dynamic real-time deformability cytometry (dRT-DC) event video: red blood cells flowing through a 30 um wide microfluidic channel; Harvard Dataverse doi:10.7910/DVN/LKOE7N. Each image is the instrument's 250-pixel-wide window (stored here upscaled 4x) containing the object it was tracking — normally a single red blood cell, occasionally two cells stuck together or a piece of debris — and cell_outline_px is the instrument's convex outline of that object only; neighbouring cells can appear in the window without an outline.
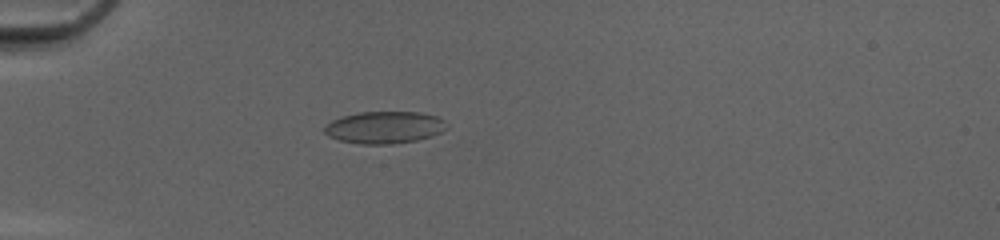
{"species": "common noctule bat (a hibernating species)", "species_latin": "Nyctalus noctula", "temperature_condition": "cold", "stored_images_in_passage": 40, "camera_frame_rate_fps": 3000, "um_per_image_px": 0.085, "animal": {"sex": "female", "body_mass_g": 20.0, "forearm_length_mm": 54.0}, "frame": {"image": 1, "passage_image": 6, "time_ms": 1.667, "image_size_px": [1000, 240], "cell_outline_px": [[448, 128], [432, 136], [416, 140], [392, 144], [360, 144], [340, 140], [328, 136], [324, 132], [324, 128], [332, 120], [340, 116], [360, 112], [420, 112], [440, 116], [444, 120]], "centroid_in_image_um": [32.7, 10.82], "position_along_channel_um": 52.3, "area_um2": 23.0}}
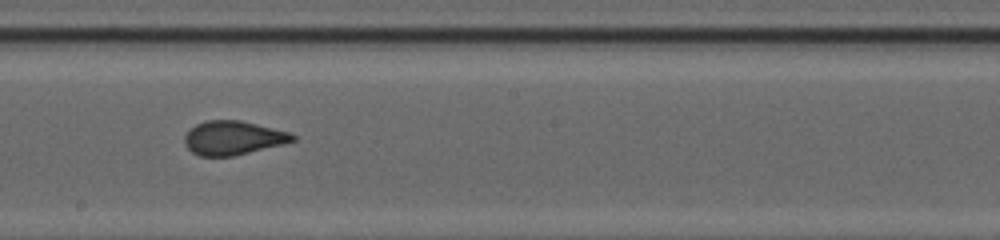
{"frame": {"image": 2, "passage_image": 20, "time_ms": 6.333, "image_size_px": [1000, 240], "cell_outline_px": [[296, 140], [284, 144], [232, 156], [200, 156], [192, 152], [184, 144], [184, 136], [196, 124], [204, 120], [240, 120], [288, 132], [296, 136]], "centroid_in_image_um": [19.79, 11.72], "position_along_channel_um": 228.4, "area_um2": 21.21}}
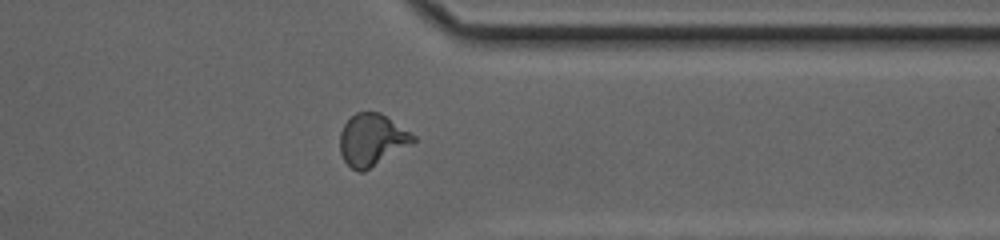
{"frame": {"image": 3, "passage_image": 31, "time_ms": 10.0, "image_size_px": [1000, 240], "cell_outline_px": [[416, 140], [412, 144], [364, 172], [360, 172], [352, 168], [344, 160], [340, 152], [340, 132], [344, 124], [356, 112], [380, 112], [416, 136]], "centroid_in_image_um": [31.61, 11.89], "position_along_channel_um": 379.8, "area_um2": 22.08}, "authors_computed_cell_mechanics": {"area_um2": 21.7039, "velocity_mm_per_s": 4.1978, "shape_relaxation_time_tau1_ms": null, "shape_relaxation_time_tau2_ms": 0.612, "deformation_change_tau1": null, "deformation_change_tau2": 0.0607}}